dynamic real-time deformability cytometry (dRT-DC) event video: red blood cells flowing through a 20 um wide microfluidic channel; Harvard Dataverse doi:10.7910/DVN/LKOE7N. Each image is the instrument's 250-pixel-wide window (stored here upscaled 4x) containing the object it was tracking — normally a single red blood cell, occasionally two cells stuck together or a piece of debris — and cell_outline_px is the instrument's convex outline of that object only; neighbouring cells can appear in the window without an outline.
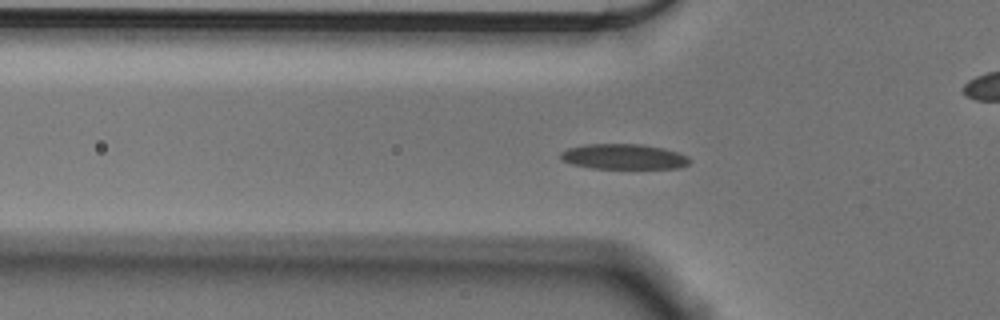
{"species": "Egyptian fruit bat (a non-hibernating species)", "species_latin": "Rousettus aegyptiacus", "temperature_condition": "cold", "stored_images_in_passage": 56, "camera_frame_rate_fps": 3000, "um_per_image_px": 0.085, "animal": {"sex": "male"}, "frame": {"image": 1, "passage_image": 18, "time_ms": 5.667, "image_size_px": [1000, 320], "cell_outline_px": [[692, 160], [688, 164], [680, 168], [592, 168], [572, 164], [560, 160], [560, 152], [568, 148], [584, 144], [644, 144], [664, 148], [688, 156]], "centroid_in_image_um": [53.01, 13.31], "position_along_channel_um": 72.8, "area_um2": 19.13}}
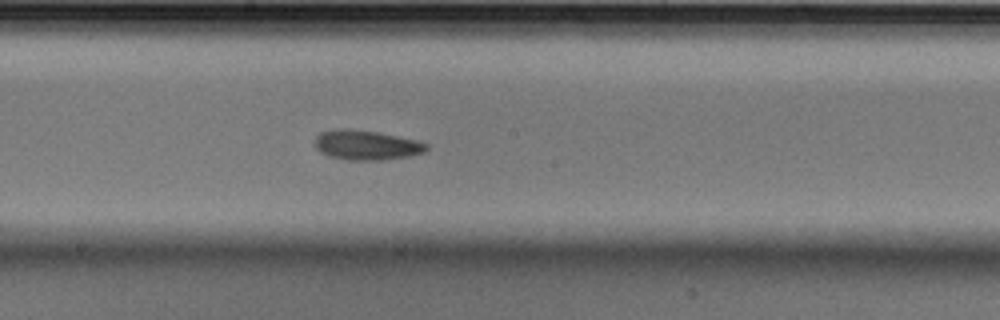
{"frame": {"image": 2, "passage_image": 30, "time_ms": 9.667, "image_size_px": [1000, 320], "cell_outline_px": [[428, 148], [424, 152], [412, 156], [384, 160], [348, 160], [328, 156], [320, 152], [316, 148], [316, 136], [320, 132], [376, 132], [416, 140], [428, 144]], "centroid_in_image_um": [31.23, 12.4], "position_along_channel_um": 217.0, "area_um2": 18.44}}
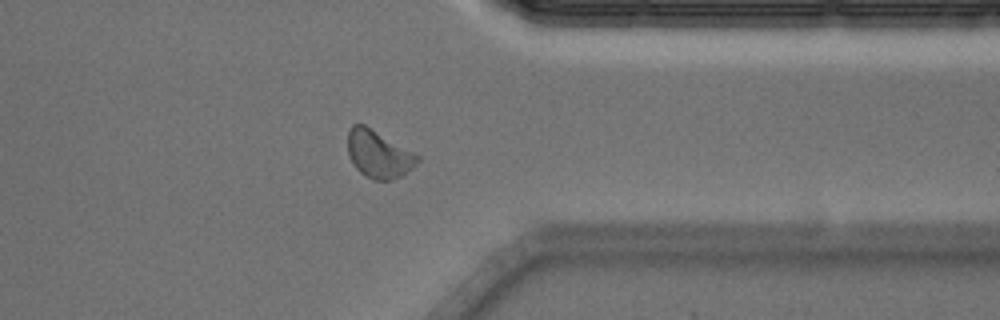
{"frame": {"image": 3, "passage_image": 44, "time_ms": 14.333, "image_size_px": [1000, 320], "cell_outline_px": [[420, 160], [412, 168], [400, 176], [392, 180], [372, 180], [360, 172], [356, 168], [348, 156], [348, 132], [352, 124], [364, 124], [420, 156]], "centroid_in_image_um": [32.16, 13.11], "position_along_channel_um": 379.2, "area_um2": 19.13}, "authors_computed_cell_mechanics": {"area_um2": 18.6983, "velocity_mm_per_s": 3.59, "shape_relaxation_time_tau1_ms": 4.0898, "shape_relaxation_time_tau2_ms": 3.5295, "deformation_change_tau1": 0.1083, "deformation_change_tau2": 0.057}}